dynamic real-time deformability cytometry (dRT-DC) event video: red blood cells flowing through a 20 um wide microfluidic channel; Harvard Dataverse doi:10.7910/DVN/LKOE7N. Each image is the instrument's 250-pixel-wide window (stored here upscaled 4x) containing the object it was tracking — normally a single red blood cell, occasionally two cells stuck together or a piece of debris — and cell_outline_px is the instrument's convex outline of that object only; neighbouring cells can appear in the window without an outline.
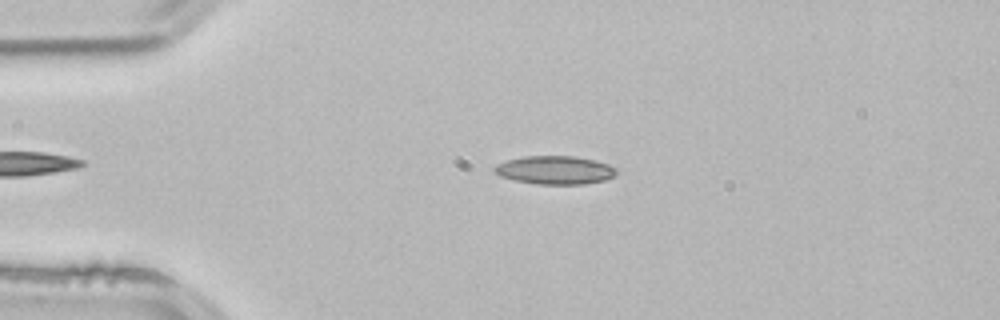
{"species": "common noctule bat (a hibernating species)", "species_latin": "Nyctalus noctula", "temperature_condition": "room temperature", "stored_images_in_passage": 46, "camera_frame_rate_fps": 3000, "um_per_image_px": 0.085, "animal": {"sex": "male", "body_mass_g": 21.5, "forearm_length_mm": 52.0}, "frame": {"image": 1, "passage_image": 11, "time_ms": 3.333, "image_size_px": [1000, 320], "cell_outline_px": [[616, 172], [612, 176], [604, 180], [584, 184], [536, 184], [516, 180], [500, 176], [492, 168], [496, 164], [508, 160], [524, 156], [576, 156], [596, 160], [608, 164], [616, 168]], "centroid_in_image_um": [47.17, 14.45], "position_along_channel_um": 37.8, "area_um2": 20.06}}
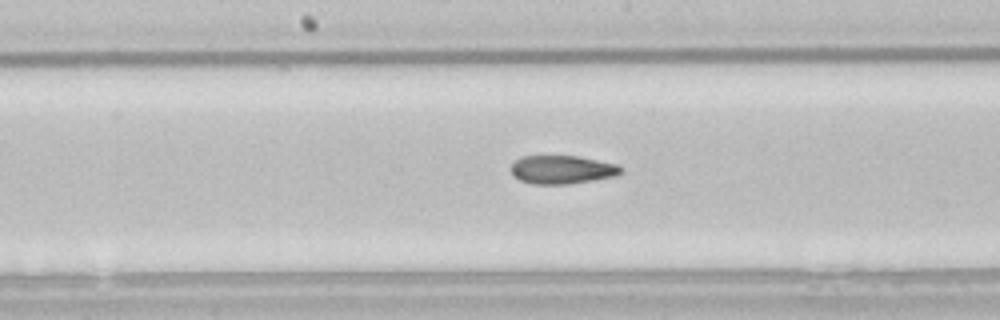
{"frame": {"image": 2, "passage_image": 26, "time_ms": 8.333, "image_size_px": [1000, 320], "cell_outline_px": [[624, 172], [616, 176], [568, 184], [532, 184], [520, 180], [512, 176], [512, 164], [520, 156], [576, 156], [616, 164], [624, 168]], "centroid_in_image_um": [47.78, 14.42], "position_along_channel_um": 200.4, "area_um2": 18.21}, "authors_computed_cell_mechanics": {"area_um2": 19.1607, "velocity_mm_per_s": 3.8923, "shape_relaxation_time_tau1_ms": null, "shape_relaxation_time_tau2_ms": 2.1775, "deformation_change_tau1": null, "deformation_change_tau2": 0.0976}}